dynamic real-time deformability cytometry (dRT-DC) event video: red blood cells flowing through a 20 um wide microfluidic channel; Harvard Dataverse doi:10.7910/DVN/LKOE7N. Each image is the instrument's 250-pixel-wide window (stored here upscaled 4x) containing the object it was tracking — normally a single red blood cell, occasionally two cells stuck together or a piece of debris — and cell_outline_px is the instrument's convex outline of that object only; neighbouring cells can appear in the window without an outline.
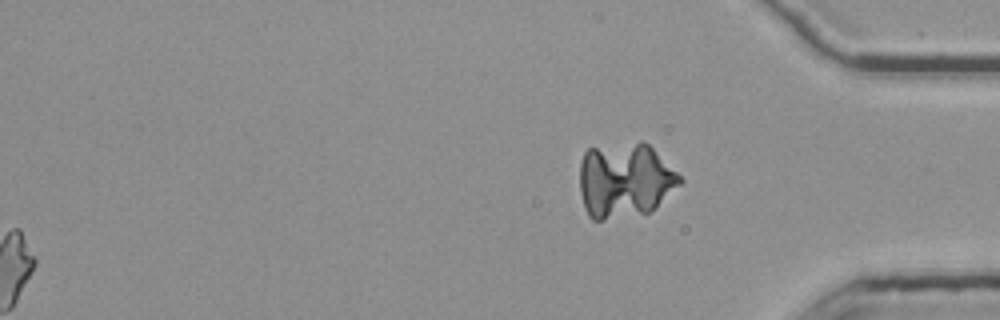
{"species": "common noctule bat (a hibernating species)", "species_latin": "Nyctalus noctula", "temperature_condition": "room temperature", "stored_images_in_passage": 55, "segment_of_instrument_passage": [2, 2], "camera_frame_rate_fps": 3000, "um_per_image_px": 0.085, "animal": {"sex": "female", "body_mass_g": 25.1}, "frame": {"image": 1, "passage_image": 55, "time_ms": 18.0, "image_size_px": [1000, 320], "cell_outline_px": [[684, 180], [680, 184], [648, 212], [604, 220], [592, 220], [588, 216], [584, 208], [580, 192], [580, 164], [584, 152], [588, 148], [640, 140], [644, 140]], "centroid_in_image_um": [53.06, 15.3], "position_along_channel_um": 382.1, "area_um2": 43.7}}